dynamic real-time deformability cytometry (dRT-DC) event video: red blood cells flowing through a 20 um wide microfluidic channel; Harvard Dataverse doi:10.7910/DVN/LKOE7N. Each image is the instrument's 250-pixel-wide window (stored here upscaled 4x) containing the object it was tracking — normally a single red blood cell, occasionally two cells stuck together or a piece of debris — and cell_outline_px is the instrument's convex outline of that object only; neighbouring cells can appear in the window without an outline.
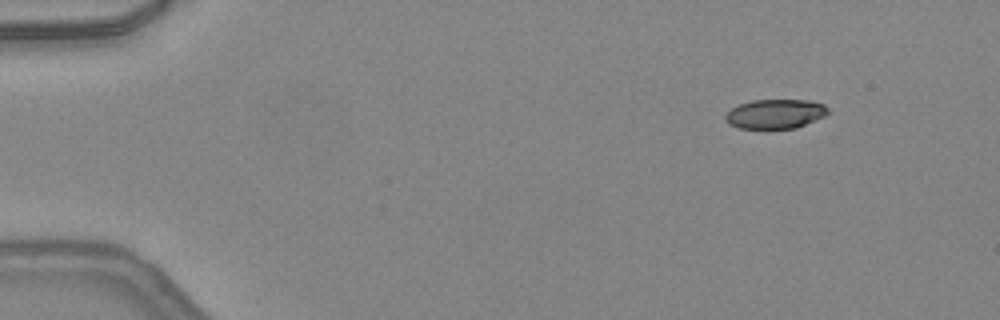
{"species": "common noctule bat (a hibernating species)", "species_latin": "Nyctalus noctula", "temperature_condition": "warm", "stored_images_in_passage": 44, "camera_frame_rate_fps": 3000, "um_per_image_px": 0.085, "animal": {"sex": "female", "body_mass_g": 24.6, "forearm_length_mm": 56.2}, "frame": {"image": 1, "passage_image": 1, "time_ms": 0.0, "image_size_px": [1000, 320], "cell_outline_px": [[828, 112], [824, 116], [796, 128], [736, 128], [728, 124], [724, 120], [724, 116], [732, 108], [740, 104], [752, 100], [808, 100], [824, 104], [828, 108]], "centroid_in_image_um": [65.87, 9.68], "position_along_channel_um": 19.1, "area_um2": 17.51}}
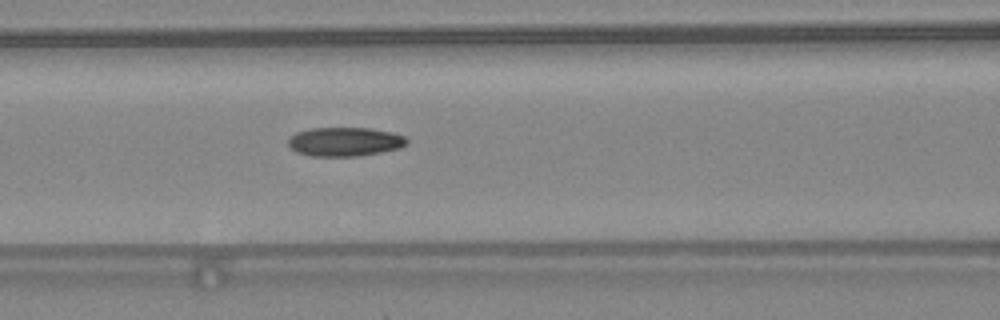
{"frame": {"image": 2, "passage_image": 17, "time_ms": 5.333, "image_size_px": [1000, 320], "cell_outline_px": [[408, 144], [400, 148], [380, 152], [356, 156], [308, 156], [296, 152], [288, 144], [288, 140], [296, 132], [312, 128], [368, 128], [392, 132], [404, 136], [408, 140]], "centroid_in_image_um": [29.32, 12.05], "position_along_channel_um": 137.3, "area_um2": 20.0}}
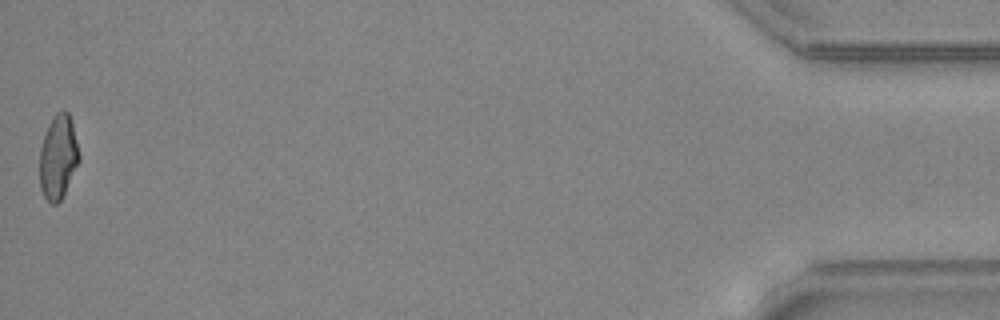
{"frame": {"image": 3, "passage_image": 44, "time_ms": 14.333, "image_size_px": [1000, 320], "cell_outline_px": [[80, 160], [64, 196], [56, 204], [52, 204], [44, 196], [40, 188], [40, 148], [48, 124], [56, 112], [68, 112], [72, 120], [80, 156]], "centroid_in_image_um": [4.96, 13.36], "position_along_channel_um": 430.2, "area_um2": 19.42}, "authors_computed_cell_mechanics": {"area_um2": 19.7676, "velocity_mm_per_s": 4.3065, "shape_relaxation_time_tau1_ms": null, "shape_relaxation_time_tau2_ms": 2.4153, "deformation_change_tau1": null, "deformation_change_tau2": 0.0865}}